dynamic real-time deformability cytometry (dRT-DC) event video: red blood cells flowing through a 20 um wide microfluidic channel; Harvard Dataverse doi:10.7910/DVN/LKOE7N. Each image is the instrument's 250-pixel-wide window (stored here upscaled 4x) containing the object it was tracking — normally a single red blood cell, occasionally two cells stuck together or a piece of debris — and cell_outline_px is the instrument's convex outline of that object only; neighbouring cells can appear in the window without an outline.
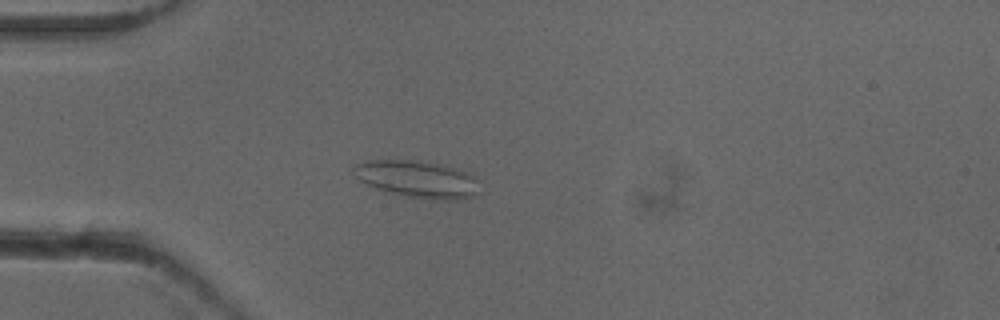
{"species": "common noctule bat (a hibernating species)", "species_latin": "Nyctalus noctula", "temperature_condition": "cold", "stored_images_in_passage": 53, "camera_frame_rate_fps": 3000, "um_per_image_px": 0.085, "animal": {"sex": "female"}, "frame": {"image": 1, "passage_image": 15, "time_ms": 4.667, "image_size_px": [1000, 320], "cell_outline_px": [[476, 192], [472, 196], [456, 200], [436, 200], [404, 196], [384, 192], [360, 180], [352, 172], [352, 164], [364, 160], [380, 156], [420, 160], [444, 164], [468, 172], [476, 176]], "centroid_in_image_um": [35.36, 15.16], "position_along_channel_um": 49.6, "area_um2": 28.38}}
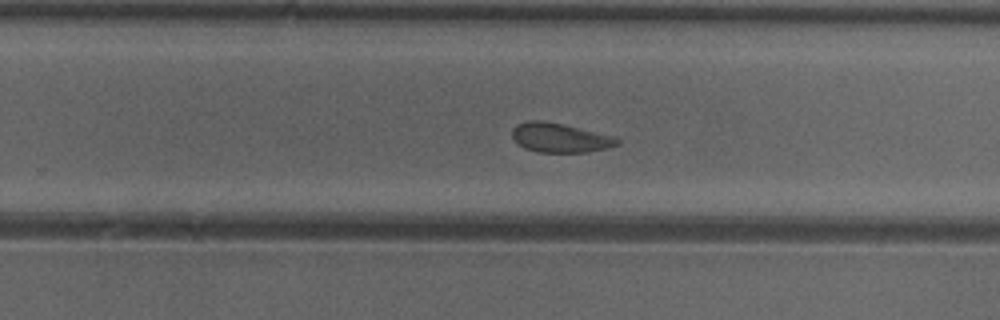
{"frame": {"image": 2, "passage_image": 34, "time_ms": 11.0, "image_size_px": [1000, 320], "cell_outline_px": [[620, 144], [608, 148], [588, 152], [536, 152], [524, 148], [516, 144], [512, 136], [512, 128], [516, 124], [528, 120], [544, 120], [564, 124], [616, 136], [620, 140]], "centroid_in_image_um": [47.59, 11.7], "position_along_channel_um": 282.2, "area_um2": 18.38}}
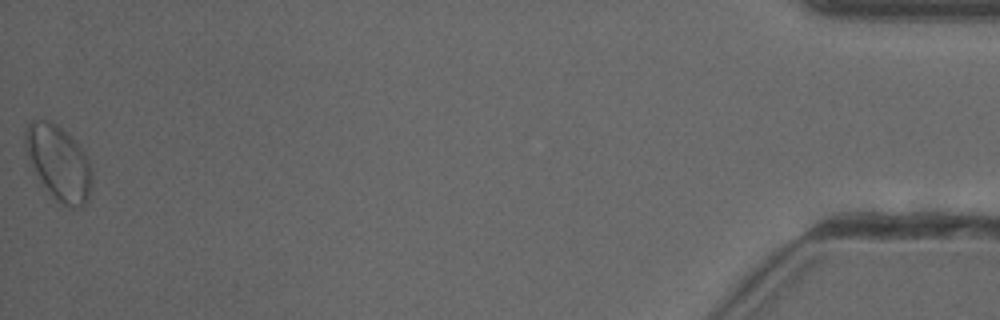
{"frame": {"image": 3, "passage_image": 53, "time_ms": 17.333, "image_size_px": [1000, 320], "cell_outline_px": [[92, 180], [88, 200], [80, 208], [72, 208], [56, 200], [44, 184], [28, 160], [24, 152], [24, 132], [28, 124], [32, 120], [48, 120], [56, 124], [80, 148], [88, 160], [92, 168]], "centroid_in_image_um": [4.97, 13.84], "position_along_channel_um": 430.2, "area_um2": 28.55}, "authors_computed_cell_mechanics": {"area_um2": 20.23, "velocity_mm_per_s": 3.8931, "shape_relaxation_time_tau1_ms": null, "shape_relaxation_time_tau2_ms": 1.2977, "deformation_change_tau1": null, "deformation_change_tau2": 0.08}}